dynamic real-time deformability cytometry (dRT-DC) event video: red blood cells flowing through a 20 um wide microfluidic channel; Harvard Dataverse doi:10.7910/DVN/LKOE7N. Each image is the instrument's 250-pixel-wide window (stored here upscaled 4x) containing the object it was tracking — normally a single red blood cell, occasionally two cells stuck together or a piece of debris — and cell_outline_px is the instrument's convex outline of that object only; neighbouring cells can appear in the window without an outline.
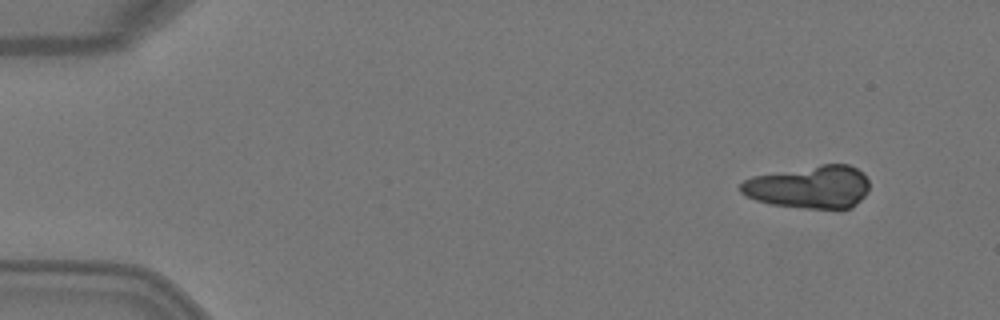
{"species": "Egyptian fruit bat (a non-hibernating species)", "species_latin": "Rousettus aegyptiacus", "temperature_condition": "warm", "stored_images_in_passage": 4, "camera_frame_rate_fps": 3000, "um_per_image_px": 0.085, "animal": {"sex": "female"}, "frame": {"image": 1, "passage_image": 1, "time_ms": 0.0, "image_size_px": [1000, 320], "cell_outline_px": [[868, 192], [852, 208], [804, 208], [772, 204], [756, 200], [740, 192], [740, 184], [744, 180], [752, 176], [820, 164], [848, 164], [864, 172], [868, 180]], "centroid_in_image_um": [68.82, 15.88], "position_along_channel_um": 16.2, "area_um2": 32.14}}